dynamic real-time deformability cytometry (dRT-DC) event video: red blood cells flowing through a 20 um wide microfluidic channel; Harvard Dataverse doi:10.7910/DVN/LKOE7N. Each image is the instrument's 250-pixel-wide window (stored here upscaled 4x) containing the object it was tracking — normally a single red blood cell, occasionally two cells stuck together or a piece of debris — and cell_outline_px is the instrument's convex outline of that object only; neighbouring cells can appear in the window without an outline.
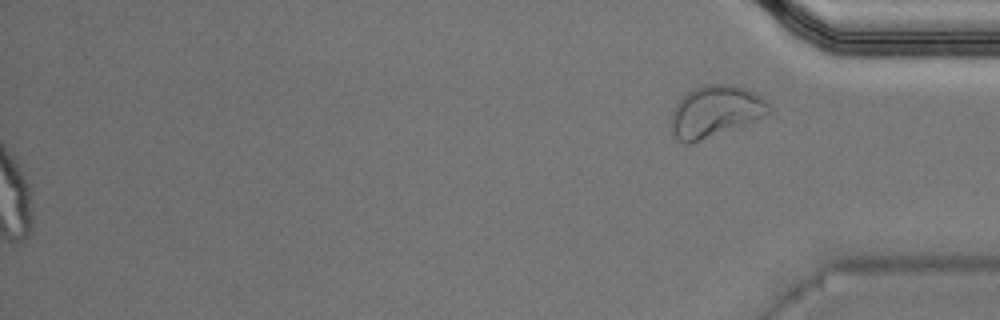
{"species": "Egyptian fruit bat (a non-hibernating species)", "species_latin": "Rousettus aegyptiacus", "temperature_condition": "warm", "stored_images_in_passage": 50, "segment_of_instrument_passage": [2, 2], "camera_frame_rate_fps": 3000, "um_per_image_px": 0.085, "animal": {"sex": "male"}, "frame": {"image": 1, "passage_image": 50, "time_ms": 16.333, "image_size_px": [1000, 320], "cell_outline_px": [[772, 112], [752, 120], [688, 144], [684, 144], [672, 132], [672, 112], [676, 104], [688, 92], [704, 84], [732, 84], [744, 88], [760, 96], [772, 108]], "centroid_in_image_um": [60.79, 9.43], "position_along_channel_um": 374.4, "area_um2": 28.21}}